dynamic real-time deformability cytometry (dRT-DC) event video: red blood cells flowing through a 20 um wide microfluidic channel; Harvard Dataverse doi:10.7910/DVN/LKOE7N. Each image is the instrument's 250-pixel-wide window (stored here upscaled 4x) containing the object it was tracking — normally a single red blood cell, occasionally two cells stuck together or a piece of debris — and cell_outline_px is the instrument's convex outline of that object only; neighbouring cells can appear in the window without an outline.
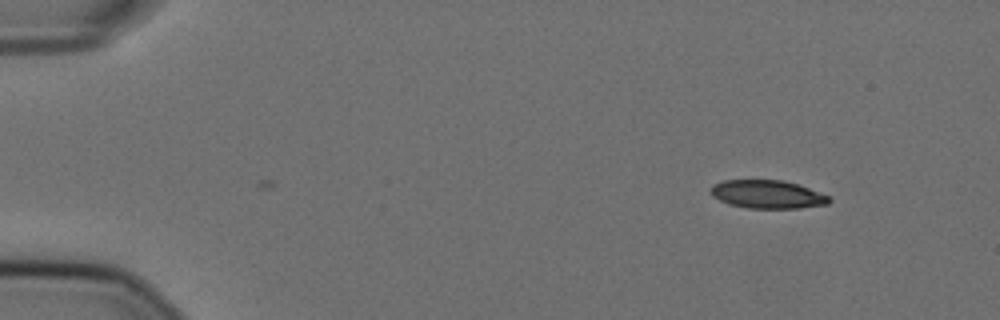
{"species": "Egyptian fruit bat (a non-hibernating species)", "species_latin": "Rousettus aegyptiacus", "temperature_condition": "cold", "stored_images_in_passage": 5, "camera_frame_rate_fps": 3000, "um_per_image_px": 0.085, "animal": {"sex": "female"}, "frame": {"image": 1, "passage_image": 5, "time_ms": 1.333, "image_size_px": [1000, 320], "cell_outline_px": [[832, 200], [828, 204], [800, 208], [748, 208], [728, 204], [712, 196], [712, 184], [724, 180], [784, 180], [808, 188], [828, 196]], "centroid_in_image_um": [65.22, 16.52], "position_along_channel_um": 19.8, "area_um2": 19.36}}